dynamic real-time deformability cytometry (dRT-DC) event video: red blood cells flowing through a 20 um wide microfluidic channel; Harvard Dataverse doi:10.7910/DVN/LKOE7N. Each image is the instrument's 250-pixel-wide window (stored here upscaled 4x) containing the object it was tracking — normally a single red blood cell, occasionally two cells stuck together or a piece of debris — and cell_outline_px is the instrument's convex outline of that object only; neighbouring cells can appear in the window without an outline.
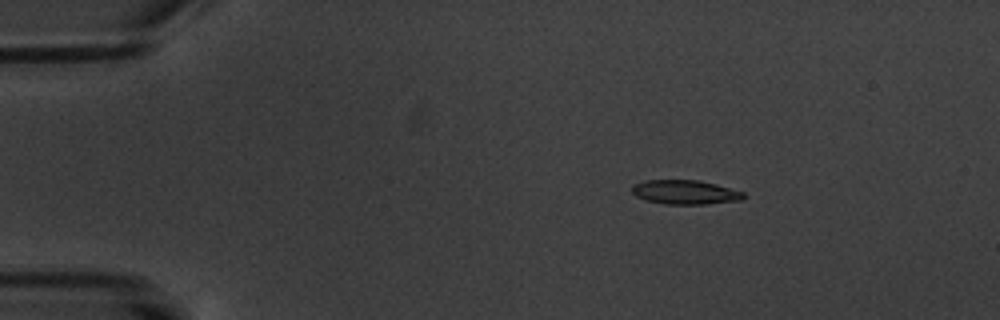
{"species": "common noctule bat (a hibernating species)", "species_latin": "Nyctalus noctula", "temperature_condition": "warm", "stored_images_in_passage": 3, "camera_frame_rate_fps": 3000, "um_per_image_px": 0.085, "animal": {"sex": "male", "body_mass_g": 20.1, "forearm_length_mm": 53.5}, "frame": {"image": 1, "passage_image": 3, "time_ms": 2.333, "image_size_px": [1000, 320], "cell_outline_px": [[744, 196], [740, 200], [704, 204], [664, 204], [648, 200], [636, 196], [632, 192], [632, 188], [636, 184], [644, 180], [696, 180], [716, 184], [744, 192]], "centroid_in_image_um": [58.23, 16.33], "position_along_channel_um": 26.8, "area_um2": 15.49}}